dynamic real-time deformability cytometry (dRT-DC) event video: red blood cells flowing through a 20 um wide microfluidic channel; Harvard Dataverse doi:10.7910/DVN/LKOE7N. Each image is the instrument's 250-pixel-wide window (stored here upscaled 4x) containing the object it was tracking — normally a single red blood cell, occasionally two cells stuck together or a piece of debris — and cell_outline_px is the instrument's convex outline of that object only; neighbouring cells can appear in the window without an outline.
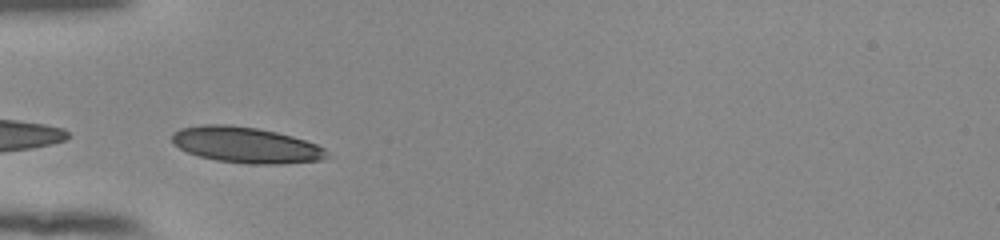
{"species": "human", "species_latin": "Homo sapiens", "temperature_condition": "room temperature", "stored_images_in_passage": 29, "camera_frame_rate_fps": 3000, "um_per_image_px": 0.085, "donor": {"sex": "female"}, "frame": {"image": 1, "passage_image": 1, "time_ms": 0.0, "image_size_px": [1000, 240], "cell_outline_px": [[332, 156], [320, 160], [280, 164], [248, 164], [216, 160], [200, 156], [188, 152], [172, 144], [172, 132], [180, 128], [204, 124], [228, 124], [256, 128], [276, 132], [292, 136], [316, 144], [324, 148]], "centroid_in_image_um": [20.9, 12.32], "position_along_channel_um": 64.1, "area_um2": 32.48}}
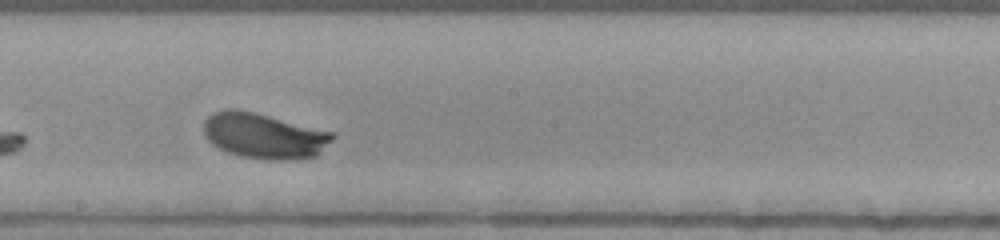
{"frame": {"image": 2, "passage_image": 14, "time_ms": 4.333, "image_size_px": [1000, 240], "cell_outline_px": [[336, 136], [316, 156], [284, 160], [268, 160], [240, 156], [228, 152], [212, 144], [208, 140], [204, 132], [204, 120], [212, 112], [224, 108], [236, 108], [336, 132]], "centroid_in_image_um": [22.44, 11.53], "position_along_channel_um": 225.8, "area_um2": 34.28}}
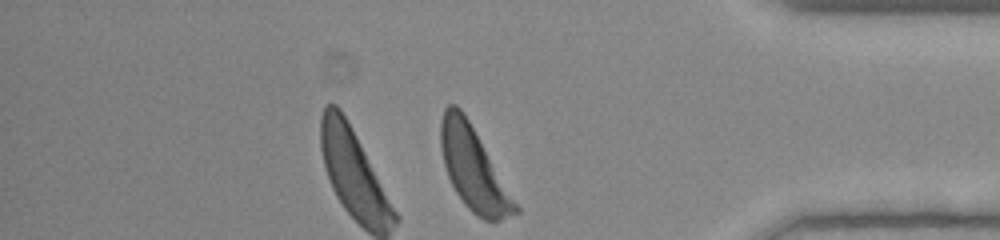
{"frame": {"image": 3, "passage_image": 29, "time_ms": 9.333, "image_size_px": [1000, 240], "cell_outline_px": [[520, 212], [500, 220], [484, 220], [472, 212], [464, 204], [456, 192], [448, 176], [444, 164], [440, 148], [440, 120], [444, 108], [448, 104], [456, 104], [460, 108], [468, 120], [520, 208]], "centroid_in_image_um": [40.22, 14.34], "position_along_channel_um": 395.0, "area_um2": 35.26}, "authors_computed_cell_mechanics": {"area_um2": 33.3506, "velocity_mm_per_s": 3.8147, "shape_relaxation_time_tau1_ms": 2.1277, "shape_relaxation_time_tau2_ms": null, "deformation_change_tau1": 0.1375, "deformation_change_tau2": null}}